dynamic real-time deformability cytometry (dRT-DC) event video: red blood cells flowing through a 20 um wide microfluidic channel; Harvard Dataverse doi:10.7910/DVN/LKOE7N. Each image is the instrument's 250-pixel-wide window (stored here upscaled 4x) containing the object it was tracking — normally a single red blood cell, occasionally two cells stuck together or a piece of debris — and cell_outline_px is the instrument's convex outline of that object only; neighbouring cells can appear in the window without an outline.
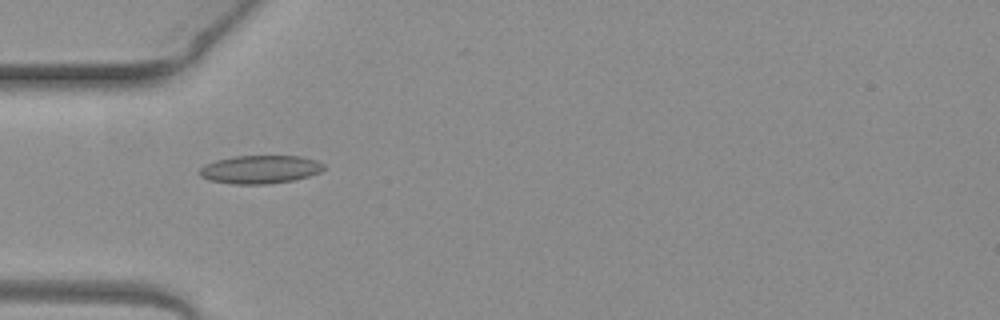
{"species": "common noctule bat (a hibernating species)", "species_latin": "Nyctalus noctula", "temperature_condition": "warm", "stored_images_in_passage": 6, "camera_frame_rate_fps": 3000, "um_per_image_px": 0.085, "animal": {"sex": "female", "body_mass_g": 19.3, "forearm_length_mm": 54.1}, "frame": {"image": 1, "passage_image": 3, "time_ms": 0.667, "image_size_px": [1000, 320], "cell_outline_px": [[324, 168], [320, 172], [308, 176], [292, 180], [268, 184], [232, 184], [208, 180], [200, 176], [200, 168], [204, 164], [216, 160], [232, 156], [300, 156], [316, 160], [324, 164]], "centroid_in_image_um": [22.08, 14.4], "position_along_channel_um": 62.9, "area_um2": 20.46}}
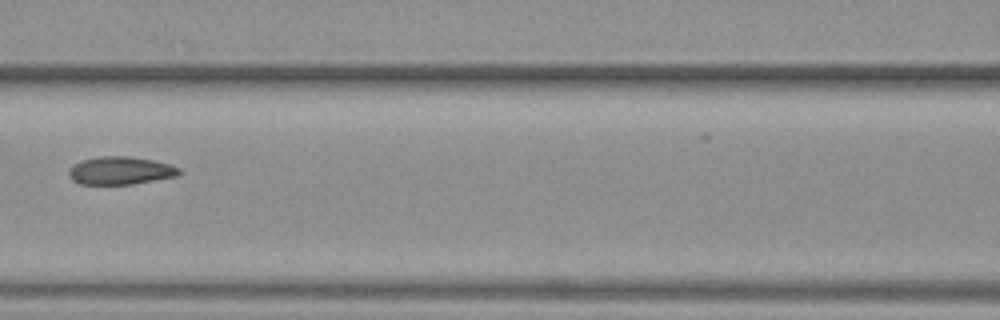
{"frame": {"image": 2, "passage_image": 5, "time_ms": 1.333, "image_size_px": [1000, 320], "cell_outline_px": [[180, 176], [132, 184], [80, 184], [72, 180], [68, 176], [68, 172], [76, 164], [84, 160], [100, 156], [128, 156], [152, 160], [168, 164], [180, 168]], "centroid_in_image_um": [10.27, 14.51], "position_along_channel_um": 156.3, "area_um2": 17.8}}
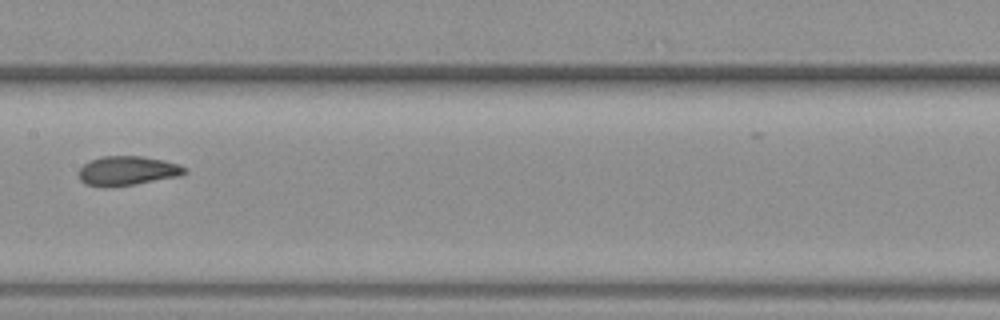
{"frame": {"image": 3, "passage_image": 6, "time_ms": 1.667, "image_size_px": [1000, 320], "cell_outline_px": [[188, 172], [180, 176], [108, 188], [104, 188], [84, 184], [80, 180], [80, 168], [84, 164], [100, 156], [144, 156], [164, 160], [188, 168]], "centroid_in_image_um": [10.83, 14.52], "position_along_channel_um": 196.6, "area_um2": 18.15}}